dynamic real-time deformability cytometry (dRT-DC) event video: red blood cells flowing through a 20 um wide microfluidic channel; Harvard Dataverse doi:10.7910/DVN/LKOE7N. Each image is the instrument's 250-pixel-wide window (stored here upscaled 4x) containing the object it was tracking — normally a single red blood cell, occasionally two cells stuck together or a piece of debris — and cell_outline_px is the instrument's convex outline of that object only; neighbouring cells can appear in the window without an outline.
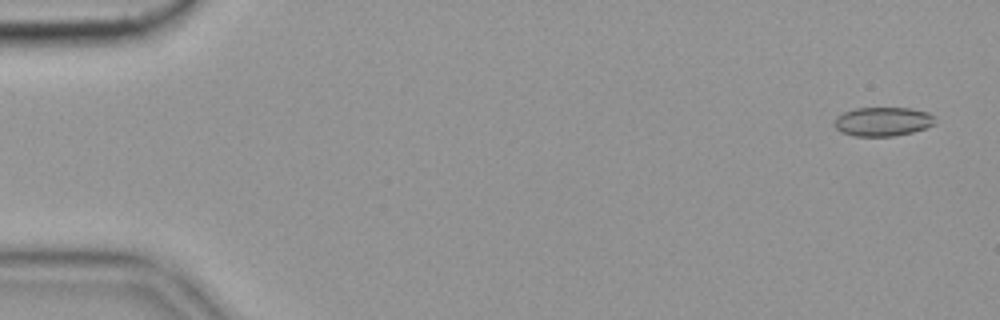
{"species": "common noctule bat (a hibernating species)", "species_latin": "Nyctalus noctula", "temperature_condition": "cold", "stored_images_in_passage": 58, "camera_frame_rate_fps": 3000, "um_per_image_px": 0.085, "animal": {"sex": "female", "body_mass_g": 19.9}, "frame": {"image": 1, "passage_image": 3, "time_ms": 0.667, "image_size_px": [1000, 320], "cell_outline_px": [[932, 124], [924, 128], [912, 132], [892, 136], [856, 136], [840, 132], [832, 124], [836, 116], [844, 112], [856, 108], [912, 108], [928, 112], [932, 116]], "centroid_in_image_um": [74.96, 10.33], "position_along_channel_um": 10.0, "area_um2": 16.88}}
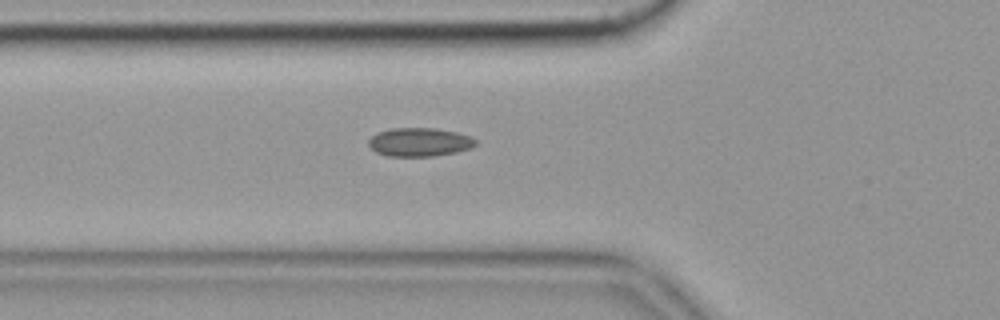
{"frame": {"image": 2, "passage_image": 21, "time_ms": 6.667, "image_size_px": [1000, 320], "cell_outline_px": [[476, 144], [472, 148], [456, 152], [432, 156], [388, 156], [376, 152], [368, 144], [368, 140], [376, 132], [392, 128], [436, 128], [456, 132], [468, 136], [476, 140]], "centroid_in_image_um": [35.64, 12.07], "position_along_channel_um": 90.2, "area_um2": 17.8}, "authors_computed_cell_mechanics": {"area_um2": 17.1955, "velocity_mm_per_s": 3.5436, "shape_relaxation_time_tau1_ms": null, "shape_relaxation_time_tau2_ms": 4.8241, "deformation_change_tau1": null, "deformation_change_tau2": 0.0846}}